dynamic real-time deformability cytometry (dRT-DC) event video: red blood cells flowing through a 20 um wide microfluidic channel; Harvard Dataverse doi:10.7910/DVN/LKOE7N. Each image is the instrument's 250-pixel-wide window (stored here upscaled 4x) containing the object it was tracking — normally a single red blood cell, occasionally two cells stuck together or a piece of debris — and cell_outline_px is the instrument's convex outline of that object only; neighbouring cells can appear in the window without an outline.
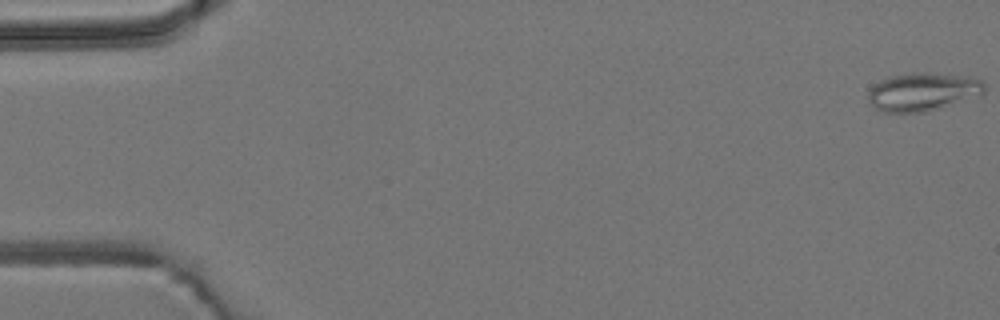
{"species": "common noctule bat (a hibernating species)", "species_latin": "Nyctalus noctula", "temperature_condition": "room temperature", "stored_images_in_passage": 4, "camera_frame_rate_fps": 3000, "um_per_image_px": 0.085, "animal": {"sex": "male", "body_mass_g": 19.2, "forearm_length_mm": 51.8}, "frame": {"image": 1, "passage_image": 1, "time_ms": 0.0, "image_size_px": [1000, 320], "cell_outline_px": [[984, 92], [980, 96], [924, 112], [880, 112], [868, 100], [868, 88], [880, 80], [888, 76], [912, 72], [932, 72], [968, 76], [984, 80]], "centroid_in_image_um": [78.43, 7.78], "position_along_channel_um": 6.6, "area_um2": 26.3}}